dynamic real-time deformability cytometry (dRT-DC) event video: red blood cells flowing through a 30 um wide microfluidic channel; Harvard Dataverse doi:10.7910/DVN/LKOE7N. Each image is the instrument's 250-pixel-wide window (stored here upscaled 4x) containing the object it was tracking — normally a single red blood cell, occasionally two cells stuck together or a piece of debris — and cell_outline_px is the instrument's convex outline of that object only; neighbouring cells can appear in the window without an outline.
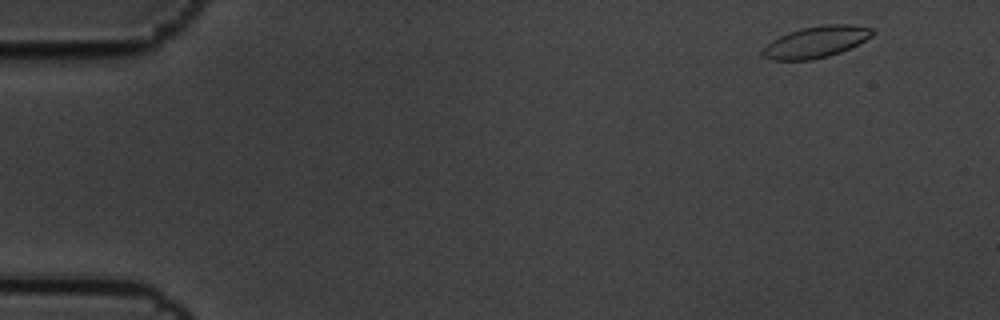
{"species": "common noctule bat (a hibernating species)", "species_latin": "Nyctalus noctula", "temperature_condition": "cold", "stored_images_in_passage": 4, "camera_frame_rate_fps": 3000, "um_per_image_px": 0.085, "animal": {"sex": "male", "body_mass_g": 19.5, "forearm_length_mm": 54.6}, "frame": {"image": 1, "passage_image": 1, "time_ms": 0.0, "image_size_px": [1000, 320], "cell_outline_px": [[876, 32], [872, 36], [840, 52], [828, 56], [812, 60], [772, 60], [764, 56], [760, 52], [772, 40], [788, 32], [800, 28], [824, 24], [852, 24], [872, 28]], "centroid_in_image_um": [69.36, 3.55], "position_along_channel_um": 15.6, "area_um2": 20.06}}
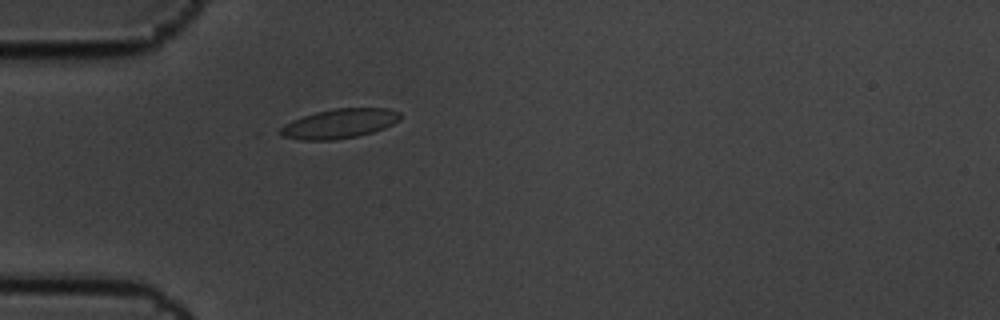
{"frame": {"image": 2, "passage_image": 4, "time_ms": 1.0, "image_size_px": [1000, 320], "cell_outline_px": [[400, 120], [384, 128], [372, 132], [356, 136], [332, 140], [300, 140], [284, 136], [276, 132], [284, 124], [292, 120], [316, 112], [336, 108], [388, 108], [400, 112]], "centroid_in_image_um": [28.84, 10.5], "position_along_channel_um": 56.2, "area_um2": 20.52}}